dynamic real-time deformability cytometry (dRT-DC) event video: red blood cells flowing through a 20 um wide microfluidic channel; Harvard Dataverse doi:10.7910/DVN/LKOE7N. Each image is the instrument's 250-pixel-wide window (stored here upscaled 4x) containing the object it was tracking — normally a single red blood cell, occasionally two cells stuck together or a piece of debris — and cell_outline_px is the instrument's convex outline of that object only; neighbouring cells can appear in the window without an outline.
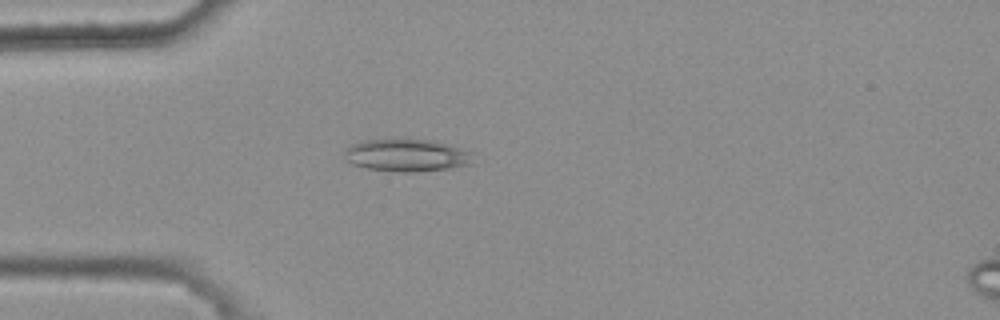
{"species": "common noctule bat (a hibernating species)", "species_latin": "Nyctalus noctula", "temperature_condition": "warm", "stored_images_in_passage": 34, "camera_frame_rate_fps": 3000, "um_per_image_px": 0.085, "animal": {"sex": "female", "body_mass_g": 25.1}, "frame": {"image": 1, "passage_image": 2, "time_ms": 0.333, "image_size_px": [1000, 320], "cell_outline_px": [[476, 164], [448, 168], [412, 172], [404, 172], [368, 168], [352, 164], [344, 156], [344, 152], [352, 144], [364, 140], [392, 136], [432, 140], [476, 152]], "centroid_in_image_um": [34.66, 13.15], "position_along_channel_um": 50.3, "area_um2": 25.32}}
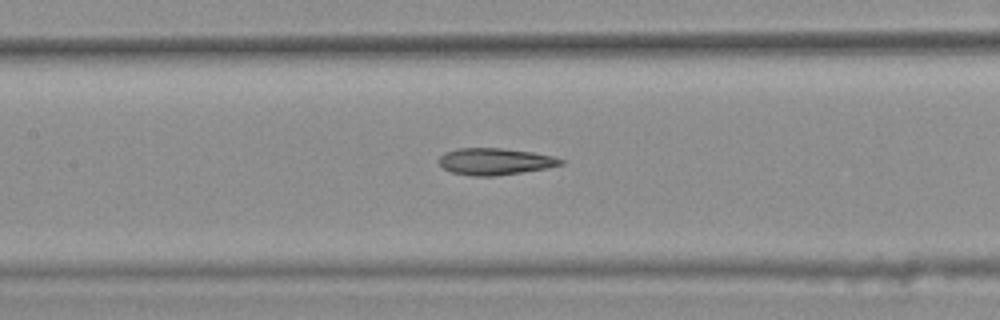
{"frame": {"image": 2, "passage_image": 12, "time_ms": 3.667, "image_size_px": [1000, 320], "cell_outline_px": [[568, 160], [564, 164], [548, 168], [496, 176], [472, 176], [452, 172], [444, 168], [440, 164], [440, 156], [444, 152], [456, 148], [500, 148], [532, 152], [552, 156]], "centroid_in_image_um": [42.12, 13.72], "position_along_channel_um": 165.3, "area_um2": 19.07}}
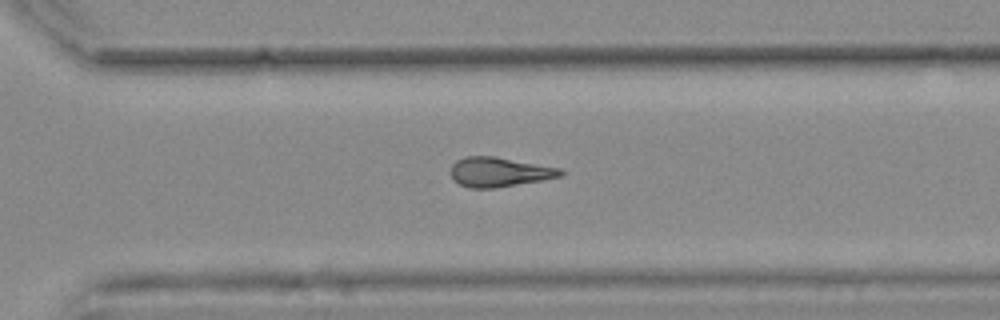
{"frame": {"image": 3, "passage_image": 25, "time_ms": 8.0, "image_size_px": [1000, 320], "cell_outline_px": [[564, 172], [560, 176], [540, 180], [496, 188], [468, 188], [452, 180], [452, 164], [456, 160], [464, 156], [496, 156], [560, 168]], "centroid_in_image_um": [42.4, 14.61], "position_along_channel_um": 328.2, "area_um2": 18.84}, "authors_computed_cell_mechanics": {"area_um2": 18.6405, "velocity_mm_per_s": 3.7623, "shape_relaxation_time_tau1_ms": null, "shape_relaxation_time_tau2_ms": 4.3421, "deformation_change_tau1": null, "deformation_change_tau2": 0.1549}}